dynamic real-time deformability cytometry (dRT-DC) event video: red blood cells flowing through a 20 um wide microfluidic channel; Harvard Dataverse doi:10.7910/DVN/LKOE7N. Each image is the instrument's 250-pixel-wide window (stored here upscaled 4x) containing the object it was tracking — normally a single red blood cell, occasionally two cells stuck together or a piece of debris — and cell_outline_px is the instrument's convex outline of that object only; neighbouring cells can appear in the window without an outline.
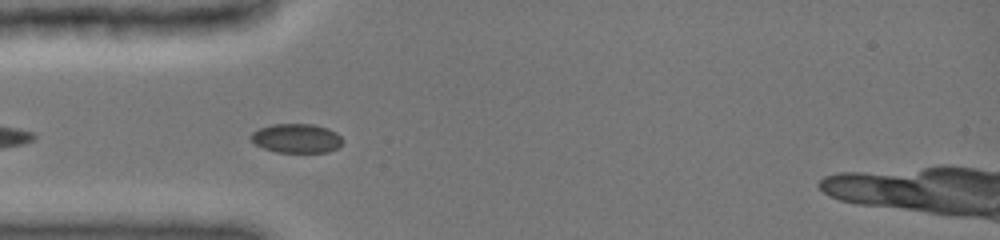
{"species": "common noctule bat (a hibernating species)", "species_latin": "Nyctalus noctula", "temperature_condition": "cold", "stored_images_in_passage": 8, "camera_frame_rate_fps": 3000, "um_per_image_px": 0.085, "animal": {"sex": "female", "body_mass_g": 19.0, "forearm_length_mm": 51.5}, "frame": {"image": 1, "passage_image": 6, "time_ms": 1.0, "image_size_px": [1000, 240], "cell_outline_px": [[344, 140], [336, 148], [328, 152], [276, 152], [264, 148], [256, 144], [248, 136], [252, 132], [260, 128], [272, 124], [312, 124], [328, 128], [336, 132]], "centroid_in_image_um": [25.2, 11.75], "position_along_channel_um": 59.8, "area_um2": 15.55}}